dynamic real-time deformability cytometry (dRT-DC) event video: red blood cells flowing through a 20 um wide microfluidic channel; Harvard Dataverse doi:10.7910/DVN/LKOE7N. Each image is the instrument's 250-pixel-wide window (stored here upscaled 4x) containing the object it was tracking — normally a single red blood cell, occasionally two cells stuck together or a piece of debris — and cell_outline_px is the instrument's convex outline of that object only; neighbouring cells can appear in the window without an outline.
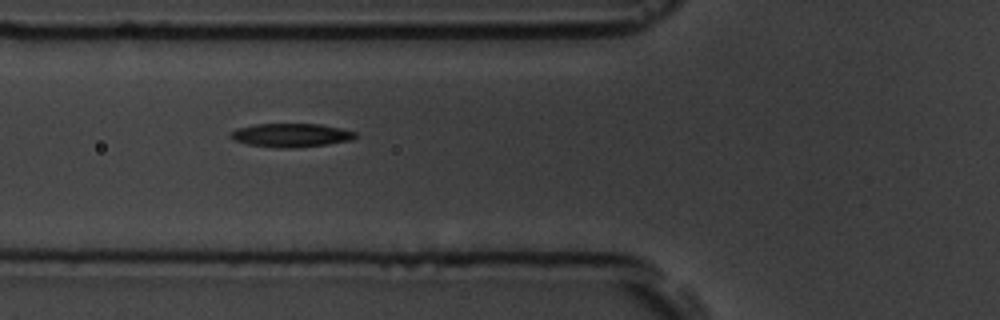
{"species": "common noctule bat (a hibernating species)", "species_latin": "Nyctalus noctula", "temperature_condition": "room temperature", "stored_images_in_passage": 14, "camera_frame_rate_fps": 3000, "um_per_image_px": 0.085, "animal": {"sex": "male", "body_mass_g": 19.5, "forearm_length_mm": 54.6}, "frame": {"image": 1, "passage_image": 4, "time_ms": 3.333, "image_size_px": [1000, 320], "cell_outline_px": [[356, 136], [352, 140], [328, 144], [296, 148], [280, 148], [248, 144], [232, 140], [228, 136], [228, 132], [236, 128], [256, 124], [320, 124], [340, 128], [356, 132]], "centroid_in_image_um": [24.69, 11.49], "position_along_channel_um": 101.1, "area_um2": 17.34}}
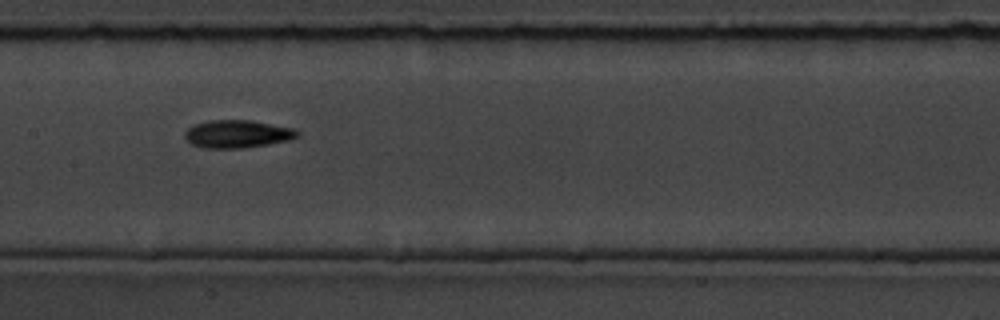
{"frame": {"image": 2, "passage_image": 6, "time_ms": 5.667, "image_size_px": [1000, 320], "cell_outline_px": [[300, 136], [288, 140], [268, 144], [244, 148], [200, 148], [192, 144], [184, 136], [184, 132], [192, 124], [208, 120], [252, 120], [296, 128], [300, 132]], "centroid_in_image_um": [20.19, 11.38], "position_along_channel_um": 187.2, "area_um2": 18.55}}
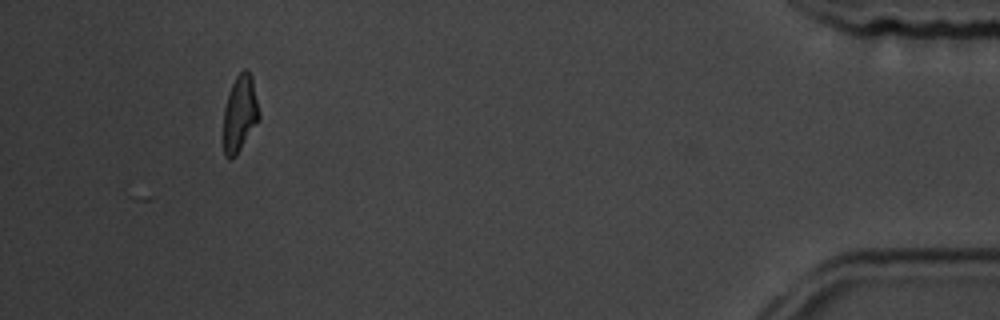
{"frame": {"image": 3, "passage_image": 13, "time_ms": 13.667, "image_size_px": [1000, 320], "cell_outline_px": [[260, 116], [236, 156], [232, 160], [228, 160], [224, 156], [224, 108], [232, 84], [236, 76], [244, 68], [252, 76], [260, 112]], "centroid_in_image_um": [20.38, 9.67], "position_along_channel_um": 414.8, "area_um2": 15.72}}